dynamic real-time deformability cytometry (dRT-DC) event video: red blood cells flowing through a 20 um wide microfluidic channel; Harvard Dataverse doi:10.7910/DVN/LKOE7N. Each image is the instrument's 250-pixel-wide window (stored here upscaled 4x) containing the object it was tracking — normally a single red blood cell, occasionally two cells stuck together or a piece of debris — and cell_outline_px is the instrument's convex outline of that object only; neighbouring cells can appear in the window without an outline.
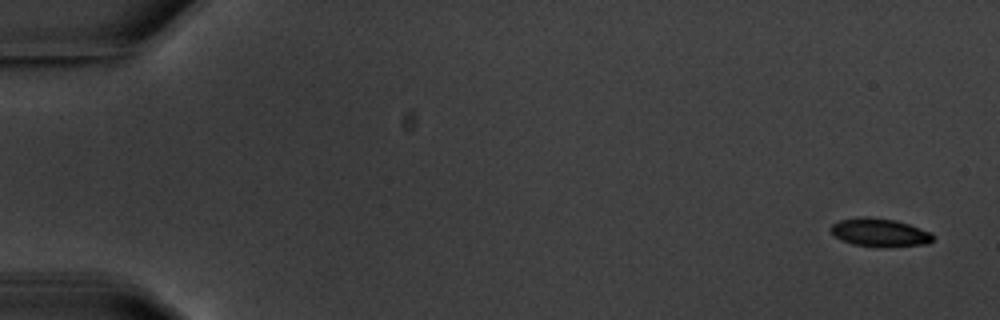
{"species": "common noctule bat (a hibernating species)", "species_latin": "Nyctalus noctula", "temperature_condition": "warm", "stored_images_in_passage": 8, "camera_frame_rate_fps": 3000, "um_per_image_px": 0.085, "animal": {"sex": "male", "body_mass_g": 20.1, "forearm_length_mm": 53.5}, "frame": {"image": 1, "passage_image": 1, "time_ms": 0.0, "image_size_px": [1000, 320], "cell_outline_px": [[936, 236], [928, 244], [884, 248], [876, 248], [852, 244], [840, 240], [828, 228], [832, 224], [840, 220], [864, 216], [868, 216], [896, 220], [932, 232]], "centroid_in_image_um": [74.79, 19.78], "position_along_channel_um": 10.2, "area_um2": 17.28}}
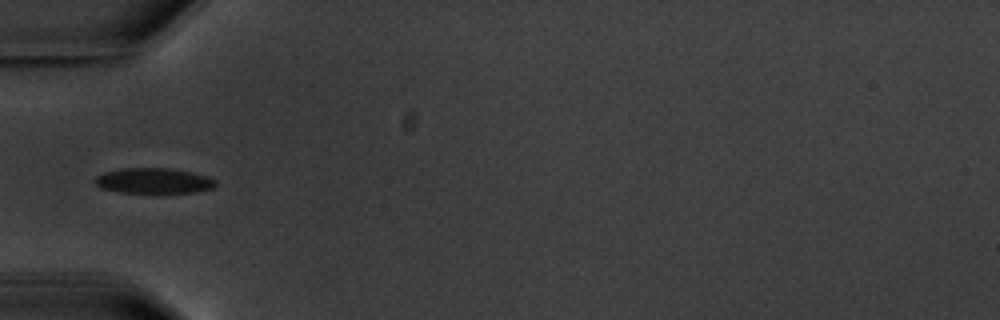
{"frame": {"image": 2, "passage_image": 5, "time_ms": 6.0, "image_size_px": [1000, 320], "cell_outline_px": [[216, 188], [196, 192], [120, 192], [100, 188], [92, 180], [96, 176], [104, 172], [120, 168], [168, 168], [188, 172], [204, 176], [216, 180]], "centroid_in_image_um": [13.02, 15.36], "position_along_channel_um": 72.0, "area_um2": 17.74}}